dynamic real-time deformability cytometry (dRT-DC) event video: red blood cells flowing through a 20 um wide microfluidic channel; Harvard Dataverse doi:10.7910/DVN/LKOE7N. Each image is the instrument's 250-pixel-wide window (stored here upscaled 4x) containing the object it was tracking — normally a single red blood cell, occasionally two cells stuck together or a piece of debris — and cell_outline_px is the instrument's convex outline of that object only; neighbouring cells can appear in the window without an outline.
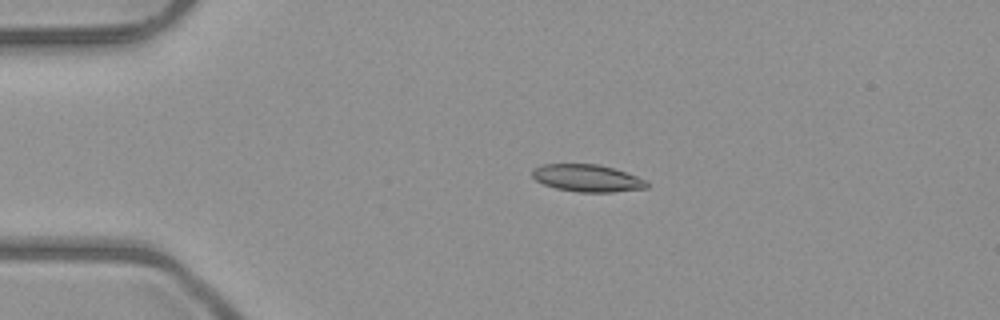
{"species": "common noctule bat (a hibernating species)", "species_latin": "Nyctalus noctula", "temperature_condition": "room temperature", "stored_images_in_passage": 5, "camera_frame_rate_fps": 3000, "um_per_image_px": 0.085, "animal": {"sex": "male", "body_mass_g": 23.1, "forearm_length_mm": 52.7}, "frame": {"image": 1, "passage_image": 4, "time_ms": 3.667, "image_size_px": [1000, 320], "cell_outline_px": [[648, 188], [612, 192], [580, 192], [556, 188], [544, 184], [536, 180], [532, 176], [532, 168], [544, 164], [596, 164], [612, 168], [648, 180]], "centroid_in_image_um": [49.92, 15.14], "position_along_channel_um": 35.1, "area_um2": 18.09}}